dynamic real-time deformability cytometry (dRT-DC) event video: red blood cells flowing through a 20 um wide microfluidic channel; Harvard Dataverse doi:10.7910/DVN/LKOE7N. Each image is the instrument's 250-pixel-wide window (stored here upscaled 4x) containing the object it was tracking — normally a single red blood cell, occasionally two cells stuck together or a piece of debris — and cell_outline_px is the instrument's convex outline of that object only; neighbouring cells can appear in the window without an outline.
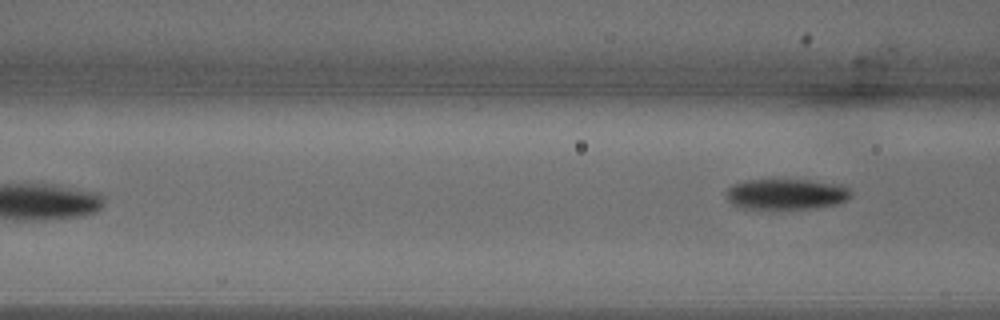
{"species": "common noctule bat (a hibernating species)", "species_latin": "Nyctalus noctula", "temperature_condition": "warm", "stored_images_in_passage": 6, "segment_of_instrument_passage": [2, 2], "camera_frame_rate_fps": 3000, "um_per_image_px": 0.085, "animal": {"sex": "male", "body_mass_g": 18.8}, "frame": {"image": 1, "passage_image": 6, "time_ms": 1.667, "image_size_px": [1000, 320], "cell_outline_px": [[852, 196], [848, 200], [840, 204], [816, 208], [740, 208], [732, 204], [724, 196], [728, 188], [732, 184], [748, 180], [812, 180], [840, 184], [848, 188], [852, 192]], "centroid_in_image_um": [66.87, 16.5], "position_along_channel_um": 99.7, "area_um2": 22.54}}